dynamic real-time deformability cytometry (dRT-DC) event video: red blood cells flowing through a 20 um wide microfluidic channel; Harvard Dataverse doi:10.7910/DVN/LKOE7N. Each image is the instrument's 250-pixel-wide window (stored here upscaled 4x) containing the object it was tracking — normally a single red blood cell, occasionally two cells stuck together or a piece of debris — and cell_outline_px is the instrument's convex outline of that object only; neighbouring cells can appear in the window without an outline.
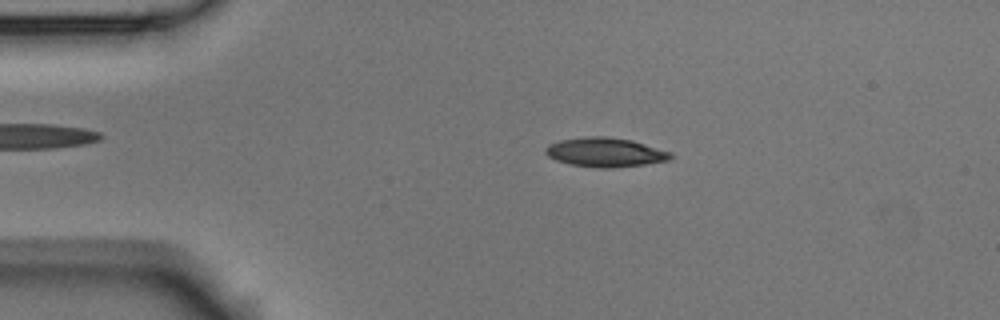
{"species": "Egyptian fruit bat (a non-hibernating species)", "species_latin": "Rousettus aegyptiacus", "temperature_condition": "room temperature", "stored_images_in_passage": 55, "camera_frame_rate_fps": 3000, "um_per_image_px": 0.085, "animal": {"sex": "male"}, "frame": {"image": 1, "passage_image": 10, "time_ms": 3.0, "image_size_px": [1000, 320], "cell_outline_px": [[676, 156], [668, 160], [644, 164], [612, 168], [596, 168], [572, 164], [556, 160], [548, 156], [544, 152], [544, 148], [548, 144], [560, 140], [588, 136], [608, 136], [632, 140], [672, 152]], "centroid_in_image_um": [51.45, 12.94], "position_along_channel_um": 33.5, "area_um2": 21.44}}
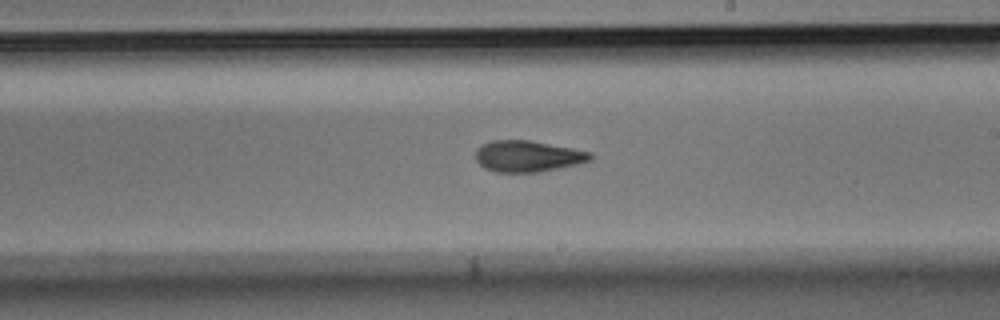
{"frame": {"image": 2, "passage_image": 31, "time_ms": 10.0, "image_size_px": [1000, 320], "cell_outline_px": [[592, 160], [576, 164], [540, 172], [496, 172], [484, 168], [476, 160], [476, 148], [492, 140], [528, 140], [572, 148], [592, 152]], "centroid_in_image_um": [44.85, 13.28], "position_along_channel_um": 244.1, "area_um2": 20.81}}
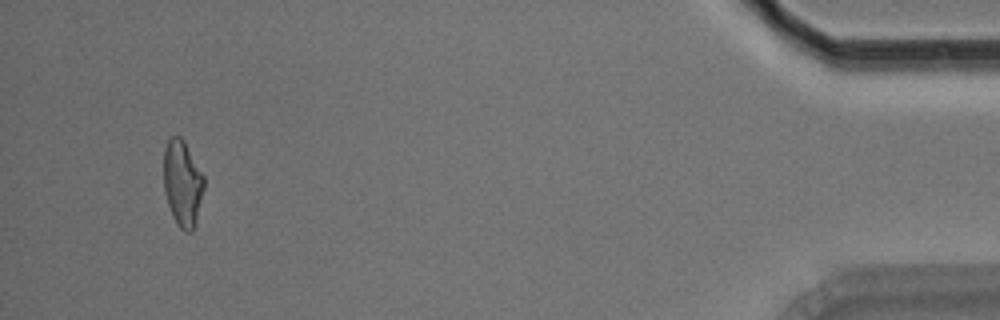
{"frame": {"image": 3, "passage_image": 52, "time_ms": 17.0, "image_size_px": [1000, 320], "cell_outline_px": [[204, 188], [196, 220], [192, 232], [184, 232], [176, 224], [172, 216], [164, 192], [164, 148], [168, 140], [172, 136], [180, 136], [184, 140], [204, 176]], "centroid_in_image_um": [15.5, 15.58], "position_along_channel_um": 419.7, "area_um2": 20.23}, "authors_computed_cell_mechanics": {"area_um2": 20.7502, "velocity_mm_per_s": 3.5875, "shape_relaxation_time_tau1_ms": 6.0668, "shape_relaxation_time_tau2_ms": 5.1091, "deformation_change_tau1": 0.1788, "deformation_change_tau2": 0.1327}}